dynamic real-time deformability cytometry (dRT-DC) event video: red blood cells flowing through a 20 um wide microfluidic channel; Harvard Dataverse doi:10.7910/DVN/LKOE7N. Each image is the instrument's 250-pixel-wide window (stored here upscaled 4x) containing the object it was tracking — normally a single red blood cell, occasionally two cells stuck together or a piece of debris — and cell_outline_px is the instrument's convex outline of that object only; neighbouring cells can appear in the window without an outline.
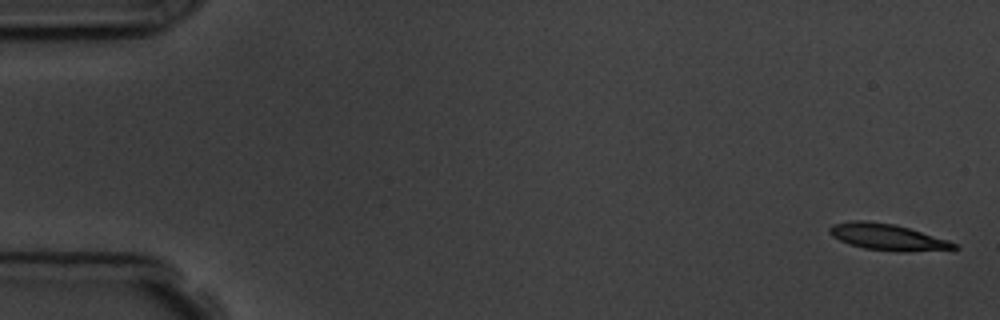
{"species": "common noctule bat (a hibernating species)", "species_latin": "Nyctalus noctula", "temperature_condition": "room temperature", "stored_images_in_passage": 5, "camera_frame_rate_fps": 3000, "um_per_image_px": 0.085, "animal": {"sex": "male", "body_mass_g": 19.5, "forearm_length_mm": 54.6}, "frame": {"image": 1, "passage_image": 1, "time_ms": 0.0, "image_size_px": [1000, 320], "cell_outline_px": [[960, 248], [908, 252], [900, 252], [864, 248], [848, 244], [832, 236], [828, 232], [828, 228], [832, 224], [852, 220], [864, 220], [896, 224], [948, 240], [956, 244]], "centroid_in_image_um": [75.4, 20.14], "position_along_channel_um": 9.6, "area_um2": 19.19}}
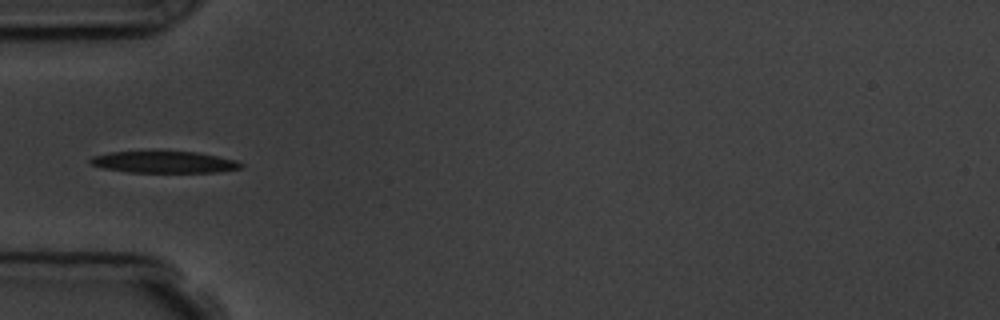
{"frame": {"image": 2, "passage_image": 5, "time_ms": 5.333, "image_size_px": [1000, 320], "cell_outline_px": [[244, 164], [240, 168], [216, 172], [128, 172], [104, 168], [92, 164], [88, 160], [92, 156], [108, 152], [196, 152], [236, 160]], "centroid_in_image_um": [13.93, 13.78], "position_along_channel_um": 71.1, "area_um2": 18.73}}